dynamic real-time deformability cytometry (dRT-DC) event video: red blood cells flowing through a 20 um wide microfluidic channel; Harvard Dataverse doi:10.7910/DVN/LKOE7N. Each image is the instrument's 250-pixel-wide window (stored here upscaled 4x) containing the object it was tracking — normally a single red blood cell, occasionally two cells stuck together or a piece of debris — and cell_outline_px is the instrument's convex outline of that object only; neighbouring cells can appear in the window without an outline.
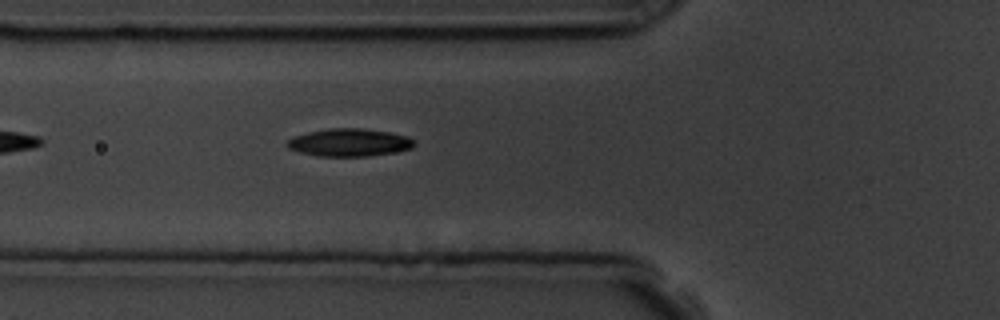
{"species": "common noctule bat (a hibernating species)", "species_latin": "Nyctalus noctula", "temperature_condition": "room temperature", "stored_images_in_passage": 5, "camera_frame_rate_fps": 3000, "um_per_image_px": 0.085, "animal": {"sex": "male", "body_mass_g": 19.5, "forearm_length_mm": 54.6}, "frame": {"image": 1, "passage_image": 5, "time_ms": 4.667, "image_size_px": [1000, 320], "cell_outline_px": [[416, 144], [412, 148], [392, 152], [368, 156], [316, 156], [300, 152], [288, 148], [284, 144], [292, 136], [308, 132], [328, 128], [360, 128], [388, 132], [408, 136], [416, 140]], "centroid_in_image_um": [29.67, 12.11], "position_along_channel_um": 96.1, "area_um2": 20.63}}